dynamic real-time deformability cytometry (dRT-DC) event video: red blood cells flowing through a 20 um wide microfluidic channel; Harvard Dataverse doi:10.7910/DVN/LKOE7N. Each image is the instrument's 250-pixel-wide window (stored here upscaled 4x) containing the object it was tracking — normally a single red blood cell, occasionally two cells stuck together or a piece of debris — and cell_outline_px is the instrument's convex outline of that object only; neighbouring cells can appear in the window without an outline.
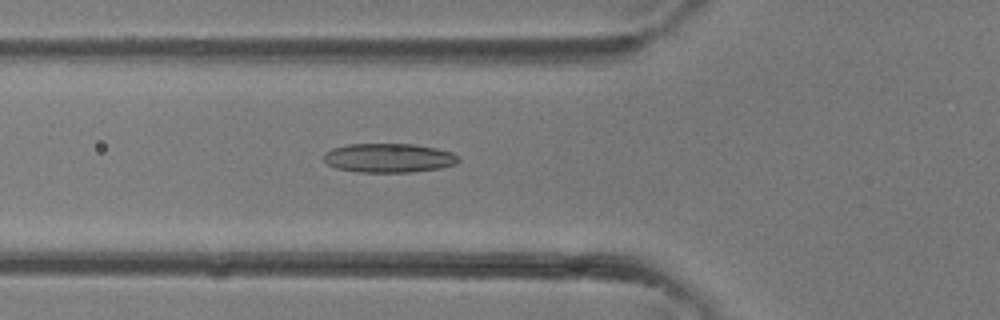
{"species": "common noctule bat (a hibernating species)", "species_latin": "Nyctalus noctula", "temperature_condition": "room temperature", "stored_images_in_passage": 38, "camera_frame_rate_fps": 3000, "um_per_image_px": 0.085, "animal": {"sex": "female"}, "frame": {"image": 1, "passage_image": 14, "time_ms": 4.333, "image_size_px": [1000, 320], "cell_outline_px": [[460, 160], [456, 164], [440, 168], [408, 172], [360, 172], [336, 168], [328, 164], [324, 160], [324, 152], [332, 148], [348, 144], [412, 144], [436, 148], [452, 152]], "centroid_in_image_um": [33.03, 13.42], "position_along_channel_um": 92.8, "area_um2": 22.77}}
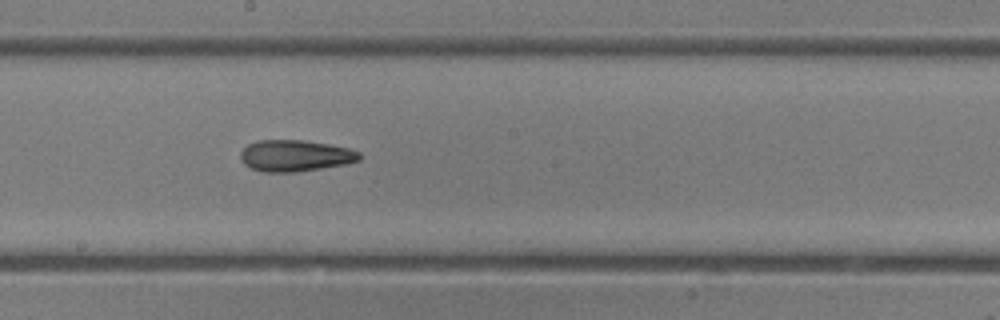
{"frame": {"image": 2, "passage_image": 21, "time_ms": 6.667, "image_size_px": [1000, 320], "cell_outline_px": [[360, 160], [344, 164], [296, 172], [264, 172], [252, 168], [244, 164], [240, 160], [240, 152], [248, 144], [260, 140], [304, 140], [328, 144], [348, 148], [360, 152]], "centroid_in_image_um": [25.07, 13.23], "position_along_channel_um": 223.1, "area_um2": 21.68}}
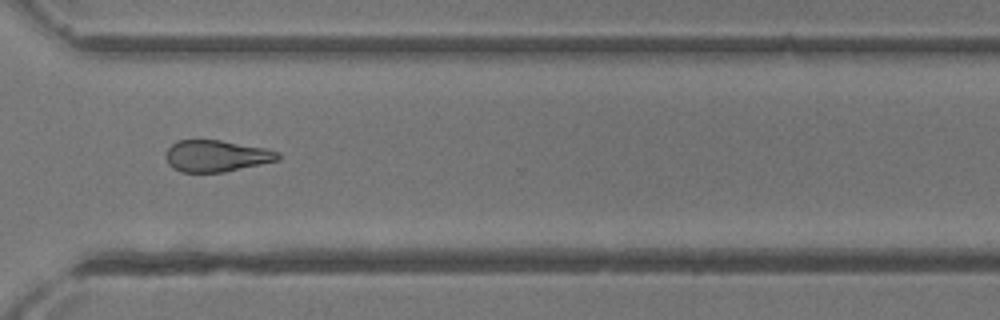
{"frame": {"image": 3, "passage_image": 28, "time_ms": 9.0, "image_size_px": [1000, 320], "cell_outline_px": [[280, 160], [224, 172], [180, 172], [172, 168], [168, 164], [164, 156], [168, 148], [176, 140], [220, 140], [268, 148], [280, 152]], "centroid_in_image_um": [18.39, 13.25], "position_along_channel_um": 352.2, "area_um2": 20.92}}